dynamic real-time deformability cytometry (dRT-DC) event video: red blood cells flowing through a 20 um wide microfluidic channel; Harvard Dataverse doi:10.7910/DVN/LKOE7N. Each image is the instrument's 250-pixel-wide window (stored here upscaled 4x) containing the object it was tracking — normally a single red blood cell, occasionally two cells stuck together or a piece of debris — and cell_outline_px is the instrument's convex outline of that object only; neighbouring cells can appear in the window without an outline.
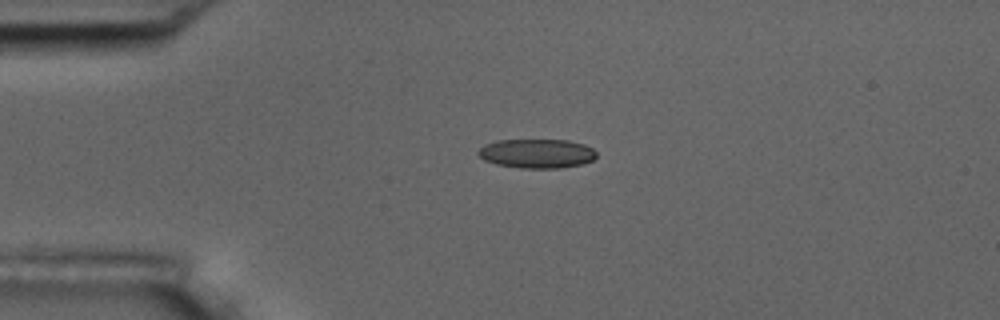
{"species": "common noctule bat (a hibernating species)", "species_latin": "Nyctalus noctula", "temperature_condition": "room temperature", "stored_images_in_passage": 3, "camera_frame_rate_fps": 3000, "um_per_image_px": 0.085, "animal": {"sex": "male", "body_mass_g": 17.5, "forearm_length_mm": 52.3}, "frame": {"image": 1, "passage_image": 1, "time_ms": 0.0, "image_size_px": [1000, 320], "cell_outline_px": [[596, 156], [592, 160], [584, 164], [560, 168], [520, 168], [496, 164], [484, 160], [476, 152], [484, 144], [496, 140], [568, 140], [584, 144], [592, 148], [596, 152]], "centroid_in_image_um": [45.62, 13.05], "position_along_channel_um": 39.4, "area_um2": 20.23}}